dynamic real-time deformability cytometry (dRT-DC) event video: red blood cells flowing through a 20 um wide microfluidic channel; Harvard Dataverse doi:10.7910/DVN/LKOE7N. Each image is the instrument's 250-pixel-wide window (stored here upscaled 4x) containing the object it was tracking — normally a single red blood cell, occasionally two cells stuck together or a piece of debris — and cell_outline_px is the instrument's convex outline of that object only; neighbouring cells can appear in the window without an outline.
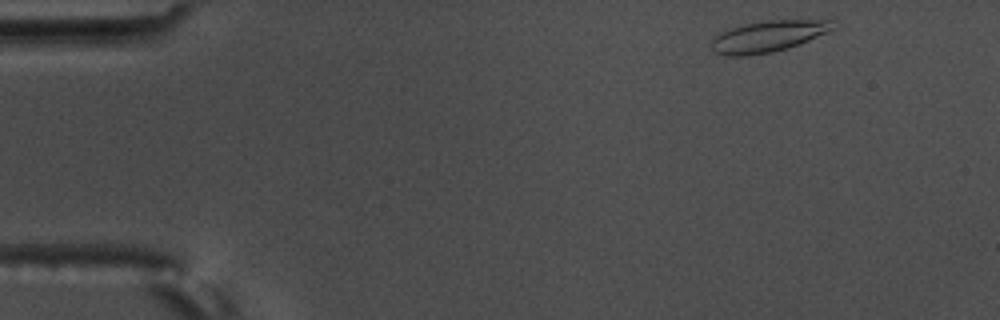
{"species": "common noctule bat (a hibernating species)", "species_latin": "Nyctalus noctula", "temperature_condition": "warm", "stored_images_in_passage": 53, "camera_frame_rate_fps": 3000, "um_per_image_px": 0.085, "animal": {"sex": "male", "body_mass_g": 17.5, "forearm_length_mm": 52.3}, "frame": {"image": 1, "passage_image": 2, "time_ms": 0.333, "image_size_px": [1000, 320], "cell_outline_px": [[840, 24], [836, 28], [828, 32], [788, 48], [772, 52], [744, 56], [728, 56], [712, 52], [712, 40], [716, 36], [732, 28], [744, 24], [768, 20], [832, 20]], "centroid_in_image_um": [65.35, 3.08], "position_along_channel_um": 19.7, "area_um2": 22.08}}
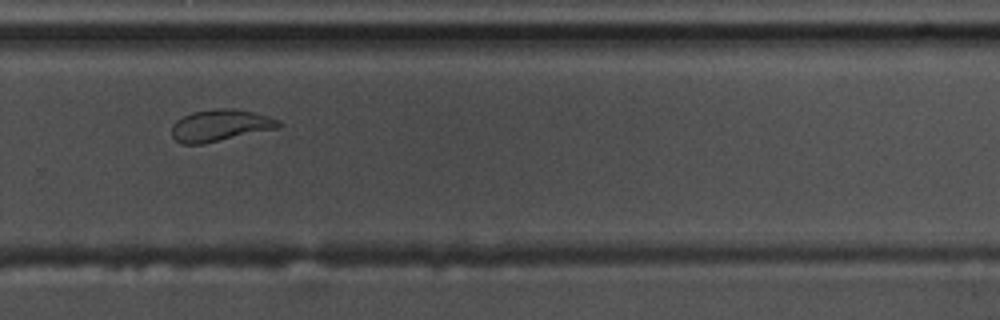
{"frame": {"image": 2, "passage_image": 35, "time_ms": 11.333, "image_size_px": [1000, 320], "cell_outline_px": [[284, 124], [280, 128], [200, 144], [180, 144], [172, 136], [172, 124], [176, 120], [192, 112], [216, 108], [224, 108], [252, 112], [268, 116], [280, 120]], "centroid_in_image_um": [18.73, 10.66], "position_along_channel_um": 311.1, "area_um2": 19.71}}
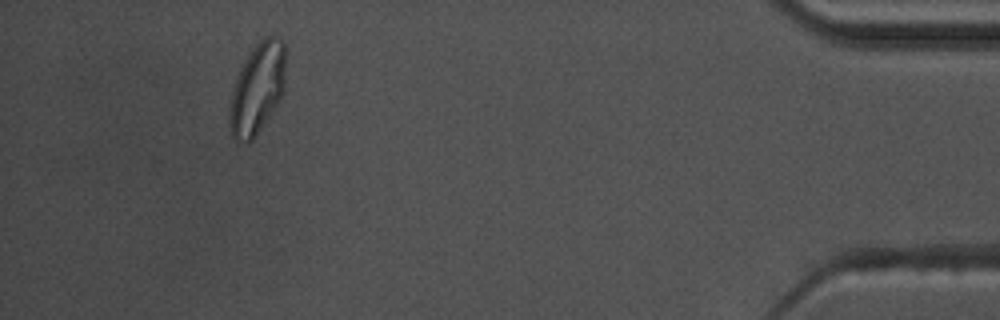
{"frame": {"image": 3, "passage_image": 49, "time_ms": 16.0, "image_size_px": [1000, 320], "cell_outline_px": [[284, 92], [280, 100], [272, 112], [252, 140], [248, 144], [240, 144], [232, 136], [228, 124], [228, 116], [232, 92], [236, 80], [248, 56], [256, 44], [264, 36], [276, 36], [284, 40]], "centroid_in_image_um": [21.87, 7.58], "position_along_channel_um": 413.3, "area_um2": 29.48}, "authors_computed_cell_mechanics": {"area_um2": 20.9236, "velocity_mm_per_s": 3.5311, "shape_relaxation_time_tau1_ms": 8.9845, "shape_relaxation_time_tau2_ms": 2.2503, "deformation_change_tau1": 0.2462, "deformation_change_tau2": 0.0631}}